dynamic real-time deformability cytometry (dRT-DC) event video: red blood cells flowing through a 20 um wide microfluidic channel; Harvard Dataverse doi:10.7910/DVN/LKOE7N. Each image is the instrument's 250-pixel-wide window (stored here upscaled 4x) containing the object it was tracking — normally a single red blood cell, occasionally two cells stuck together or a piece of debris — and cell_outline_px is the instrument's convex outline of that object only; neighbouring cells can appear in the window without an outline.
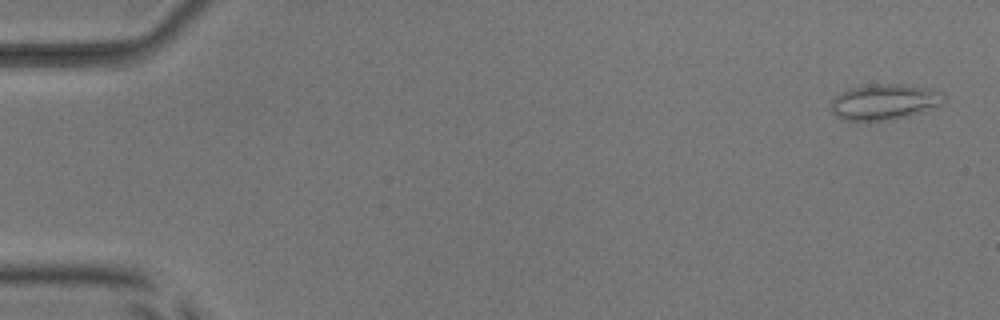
{"species": "common noctule bat (a hibernating species)", "species_latin": "Nyctalus noctula", "temperature_condition": "room temperature", "stored_images_in_passage": 10, "camera_frame_rate_fps": 3000, "um_per_image_px": 0.085, "animal": {"sex": "male", "body_mass_g": 17.9, "forearm_length_mm": 54.2}, "frame": {"image": 1, "passage_image": 2, "time_ms": 0.333, "image_size_px": [1000, 320], "cell_outline_px": [[948, 100], [944, 104], [908, 116], [884, 120], [848, 120], [836, 116], [828, 108], [832, 100], [836, 96], [848, 88], [872, 84], [904, 84], [928, 88], [940, 92]], "centroid_in_image_um": [75.18, 8.65], "position_along_channel_um": 9.8, "area_um2": 23.52}}